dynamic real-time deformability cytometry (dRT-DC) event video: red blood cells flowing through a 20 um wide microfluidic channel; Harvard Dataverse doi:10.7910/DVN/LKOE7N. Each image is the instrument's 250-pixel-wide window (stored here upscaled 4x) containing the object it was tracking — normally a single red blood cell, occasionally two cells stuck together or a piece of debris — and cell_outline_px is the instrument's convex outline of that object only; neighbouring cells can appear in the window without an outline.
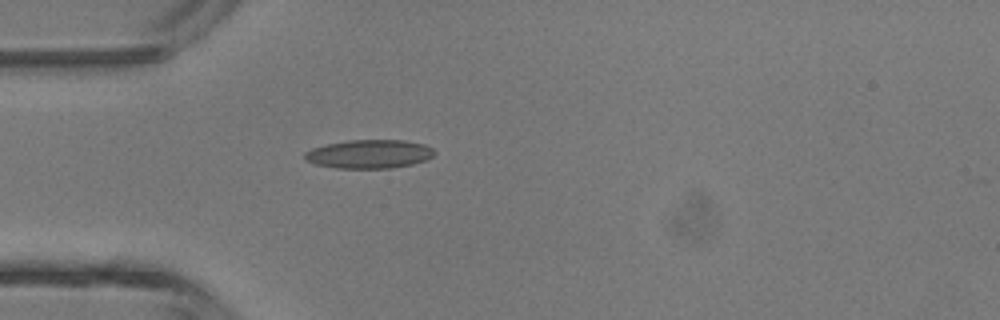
{"species": "common noctule bat (a hibernating species)", "species_latin": "Nyctalus noctula", "temperature_condition": "room temperature", "stored_images_in_passage": 1, "camera_frame_rate_fps": 3000, "um_per_image_px": 0.085, "animal": {"sex": "male", "body_mass_g": 13.3}, "frame": {"image": 1, "passage_image": 1, "time_ms": 0.0, "image_size_px": [1000, 320], "cell_outline_px": [[436, 152], [428, 160], [412, 164], [388, 168], [336, 168], [316, 164], [304, 160], [304, 152], [312, 148], [328, 144], [348, 140], [404, 140], [424, 144], [432, 148]], "centroid_in_image_um": [31.39, 13.09], "position_along_channel_um": 53.6, "area_um2": 21.68}}